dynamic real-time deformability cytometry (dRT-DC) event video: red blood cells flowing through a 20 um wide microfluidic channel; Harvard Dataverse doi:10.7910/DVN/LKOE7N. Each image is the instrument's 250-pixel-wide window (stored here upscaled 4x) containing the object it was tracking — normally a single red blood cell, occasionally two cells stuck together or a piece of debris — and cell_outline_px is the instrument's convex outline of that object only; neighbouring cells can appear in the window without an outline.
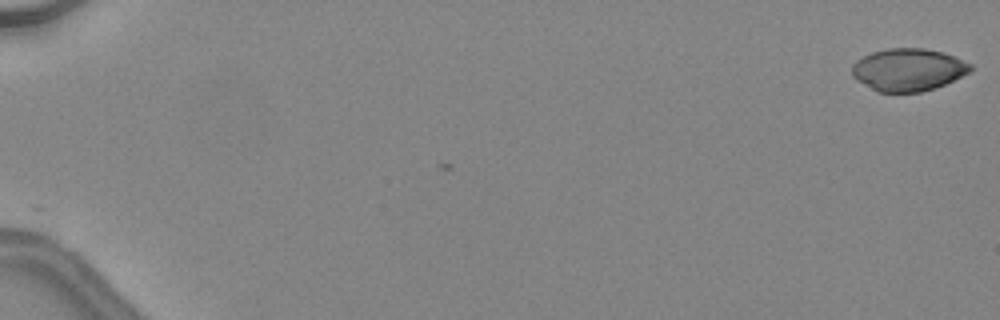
{"species": "common noctule bat (a hibernating species)", "species_latin": "Nyctalus noctula", "temperature_condition": "warm", "stored_images_in_passage": 4, "camera_frame_rate_fps": 3000, "um_per_image_px": 0.085, "animal": {"sex": "female", "body_mass_g": 24.6, "forearm_length_mm": 56.2}, "frame": {"image": 1, "passage_image": 1, "time_ms": 0.0, "image_size_px": [1000, 320], "cell_outline_px": [[972, 68], [968, 72], [936, 88], [920, 92], [876, 92], [856, 80], [852, 76], [852, 64], [856, 60], [872, 52], [888, 48], [924, 48], [940, 52], [952, 56], [972, 64]], "centroid_in_image_um": [77.14, 5.93], "position_along_channel_um": 7.9, "area_um2": 29.19}}